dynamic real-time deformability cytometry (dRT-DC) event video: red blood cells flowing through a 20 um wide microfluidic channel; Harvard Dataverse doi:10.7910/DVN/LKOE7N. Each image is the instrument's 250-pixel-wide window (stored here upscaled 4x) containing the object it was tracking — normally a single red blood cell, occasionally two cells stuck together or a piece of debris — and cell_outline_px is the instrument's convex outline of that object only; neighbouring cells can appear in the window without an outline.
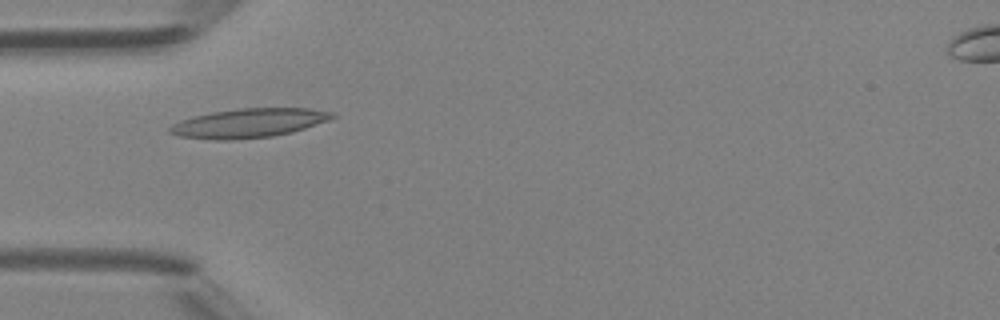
{"species": "Egyptian fruit bat (a non-hibernating species)", "species_latin": "Rousettus aegyptiacus", "temperature_condition": "room temperature", "stored_images_in_passage": 44, "camera_frame_rate_fps": 3000, "um_per_image_px": 0.085, "animal": {"sex": "female"}, "frame": {"image": 1, "passage_image": 12, "time_ms": 3.667, "image_size_px": [1000, 320], "cell_outline_px": [[336, 116], [328, 120], [292, 132], [272, 136], [232, 140], [216, 140], [180, 136], [168, 132], [168, 128], [172, 124], [180, 120], [192, 116], [212, 112], [240, 108], [308, 108], [332, 112]], "centroid_in_image_um": [21.11, 10.46], "position_along_channel_um": 63.9, "area_um2": 27.46}}
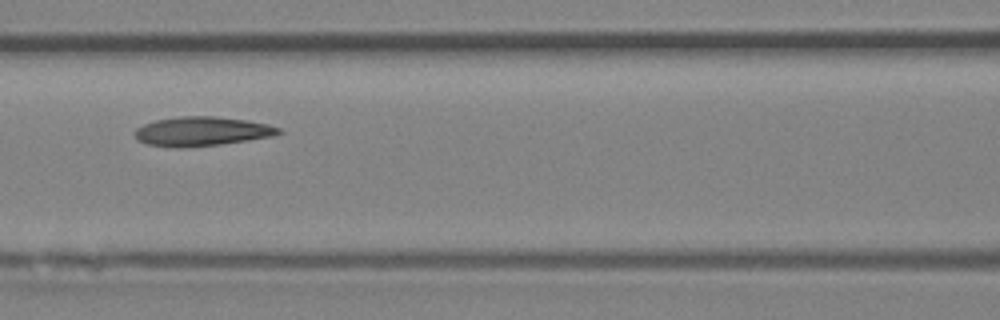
{"frame": {"image": 2, "passage_image": 18, "time_ms": 5.667, "image_size_px": [1000, 320], "cell_outline_px": [[284, 132], [272, 136], [248, 140], [220, 144], [180, 148], [176, 148], [144, 144], [136, 140], [132, 132], [136, 128], [144, 124], [156, 120], [180, 116], [216, 116], [244, 120], [268, 124], [280, 128]], "centroid_in_image_um": [17.1, 11.17], "position_along_channel_um": 149.5, "area_um2": 24.68}}
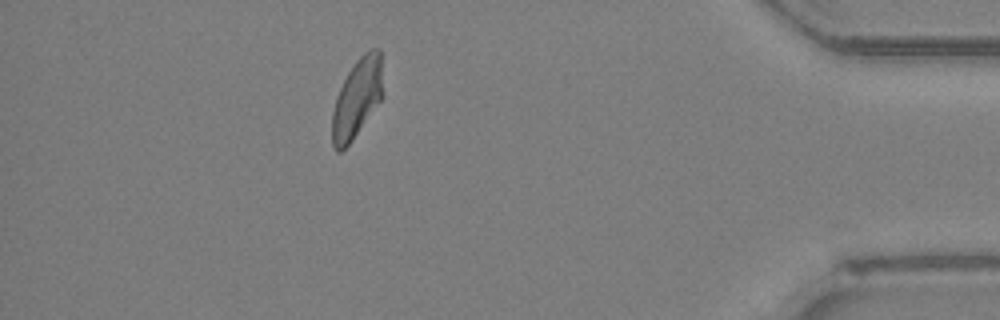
{"frame": {"image": 3, "passage_image": 39, "time_ms": 12.667, "image_size_px": [1000, 320], "cell_outline_px": [[384, 96], [352, 140], [340, 152], [336, 152], [332, 144], [332, 112], [336, 96], [348, 72], [356, 60], [368, 48], [380, 48]], "centroid_in_image_um": [30.36, 8.32], "position_along_channel_um": 404.8, "area_um2": 23.58}, "authors_computed_cell_mechanics": {"area_um2": 24.1315, "velocity_mm_per_s": 4.3544, "shape_relaxation_time_tau1_ms": 6.0104, "shape_relaxation_time_tau2_ms": 3.3462, "deformation_change_tau1": 0.1578, "deformation_change_tau2": 0.0989}}